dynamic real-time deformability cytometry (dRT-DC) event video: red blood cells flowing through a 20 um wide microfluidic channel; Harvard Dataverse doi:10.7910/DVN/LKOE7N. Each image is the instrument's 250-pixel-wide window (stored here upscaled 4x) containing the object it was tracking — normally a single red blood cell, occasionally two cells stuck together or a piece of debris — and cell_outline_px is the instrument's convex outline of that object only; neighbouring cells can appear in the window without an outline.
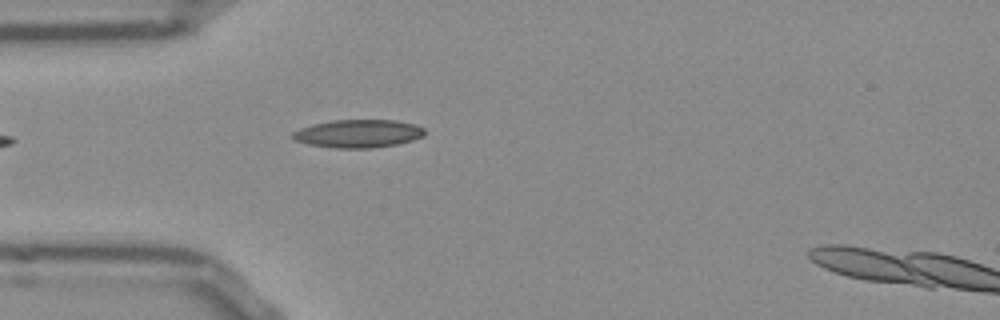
{"species": "Egyptian fruit bat (a non-hibernating species)", "species_latin": "Rousettus aegyptiacus", "temperature_condition": "room temperature", "stored_images_in_passage": 5, "camera_frame_rate_fps": 3000, "um_per_image_px": 0.085, "frame": {"image": 1, "passage_image": 1, "time_ms": 0.0, "image_size_px": [1000, 320], "cell_outline_px": [[424, 136], [412, 140], [396, 144], [372, 148], [332, 148], [308, 144], [296, 140], [292, 136], [292, 132], [300, 128], [312, 124], [332, 120], [396, 120], [416, 124], [424, 128]], "centroid_in_image_um": [30.45, 11.35], "position_along_channel_um": 54.5, "area_um2": 21.62}}